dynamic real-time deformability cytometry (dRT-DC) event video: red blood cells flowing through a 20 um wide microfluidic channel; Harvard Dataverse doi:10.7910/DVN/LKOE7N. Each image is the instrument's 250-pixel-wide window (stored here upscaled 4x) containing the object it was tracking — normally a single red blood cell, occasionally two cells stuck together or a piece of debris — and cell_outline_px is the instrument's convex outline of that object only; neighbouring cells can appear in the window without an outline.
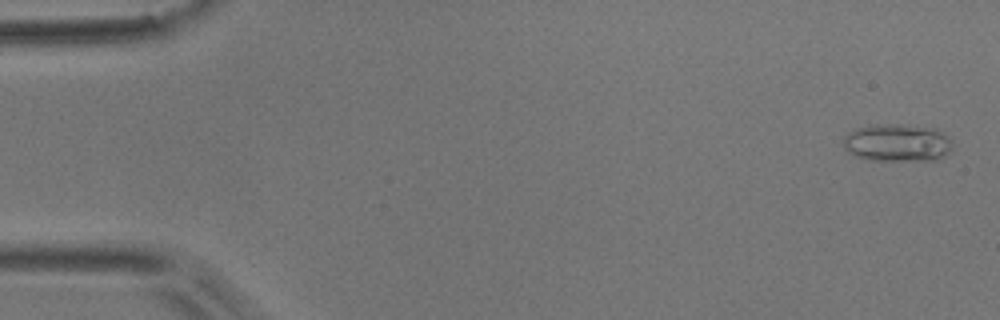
{"species": "common noctule bat (a hibernating species)", "species_latin": "Nyctalus noctula", "temperature_condition": "room temperature", "stored_images_in_passage": 55, "camera_frame_rate_fps": 3000, "um_per_image_px": 0.085, "animal": {"sex": "male", "body_mass_g": 17.9}, "frame": {"image": 1, "passage_image": 2, "time_ms": 0.333, "image_size_px": [1000, 320], "cell_outline_px": [[952, 148], [940, 160], [872, 160], [856, 156], [848, 152], [844, 148], [844, 136], [848, 132], [856, 128], [868, 124], [900, 124], [936, 128], [948, 136], [952, 144]], "centroid_in_image_um": [76.27, 12.12], "position_along_channel_um": 8.7, "area_um2": 24.22}}
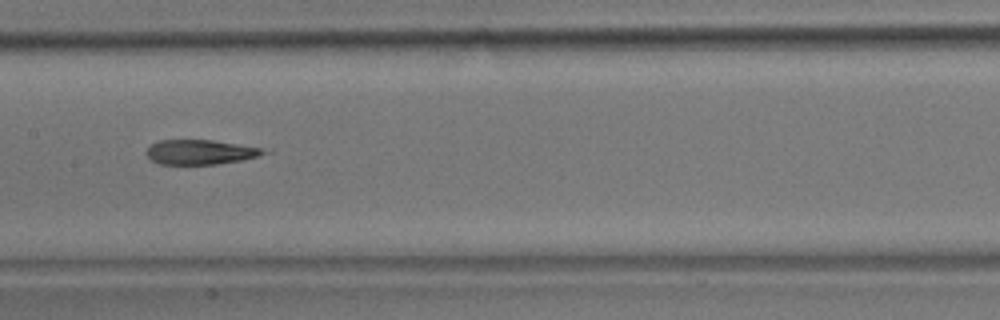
{"frame": {"image": 2, "passage_image": 27, "time_ms": 8.667, "image_size_px": [1000, 320], "cell_outline_px": [[272, 152], [260, 156], [240, 160], [216, 164], [160, 164], [148, 160], [148, 148], [152, 144], [160, 140], [212, 140], [272, 148]], "centroid_in_image_um": [17.17, 12.92], "position_along_channel_um": 190.2, "area_um2": 17.22}}
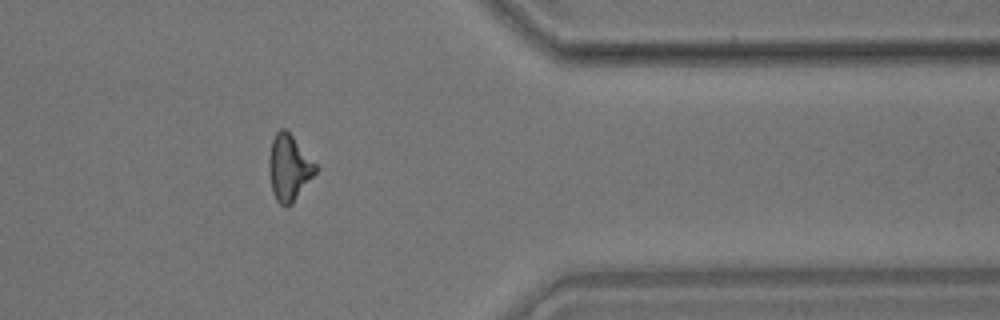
{"frame": {"image": 3, "passage_image": 44, "time_ms": 14.333, "image_size_px": [1000, 320], "cell_outline_px": [[320, 168], [292, 204], [280, 204], [276, 200], [272, 192], [268, 168], [268, 156], [272, 140], [276, 132], [280, 128], [284, 128], [292, 136]], "centroid_in_image_um": [24.56, 14.25], "position_along_channel_um": 386.8, "area_um2": 17.98}}